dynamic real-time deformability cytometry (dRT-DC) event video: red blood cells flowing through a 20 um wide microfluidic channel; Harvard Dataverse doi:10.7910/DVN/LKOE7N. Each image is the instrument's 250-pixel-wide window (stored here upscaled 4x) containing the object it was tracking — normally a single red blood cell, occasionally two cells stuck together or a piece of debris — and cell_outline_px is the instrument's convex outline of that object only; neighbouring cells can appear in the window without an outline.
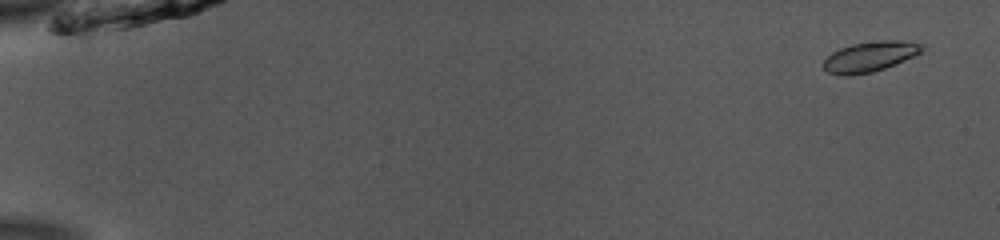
{"species": "common noctule bat (a hibernating species)", "species_latin": "Nyctalus noctula", "temperature_condition": "room temperature", "stored_images_in_passage": 53, "camera_frame_rate_fps": 3000, "um_per_image_px": 0.085, "animal": {"sex": "male", "body_mass_g": 13.0, "forearm_length_mm": 53.1}, "frame": {"image": 1, "passage_image": 3, "time_ms": 0.667, "image_size_px": [1000, 240], "cell_outline_px": [[924, 48], [916, 56], [896, 64], [872, 72], [848, 76], [844, 76], [828, 72], [820, 64], [832, 52], [840, 48], [852, 44], [880, 40], [900, 40], [920, 44]], "centroid_in_image_um": [73.92, 4.82], "position_along_channel_um": 11.1, "area_um2": 17.4}}
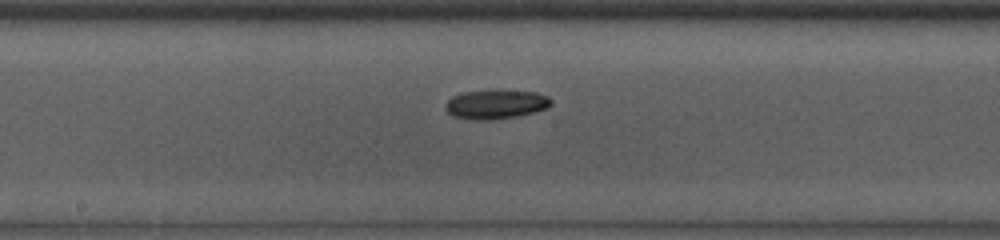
{"frame": {"image": 2, "passage_image": 30, "time_ms": 9.667, "image_size_px": [1000, 240], "cell_outline_px": [[552, 104], [548, 108], [516, 116], [492, 120], [480, 120], [452, 116], [448, 112], [444, 104], [452, 96], [464, 92], [492, 88], [536, 92], [548, 96], [552, 100]], "centroid_in_image_um": [42.15, 8.83], "position_along_channel_um": 206.0, "area_um2": 18.38}}
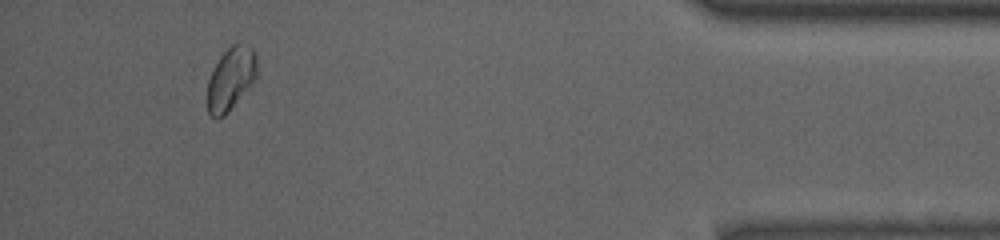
{"frame": {"image": 3, "passage_image": 50, "time_ms": 16.333, "image_size_px": [1000, 240], "cell_outline_px": [[256, 76], [228, 112], [224, 116], [216, 120], [208, 112], [208, 80], [212, 68], [220, 56], [236, 40], [240, 40], [252, 48], [256, 52]], "centroid_in_image_um": [19.6, 6.63], "position_along_channel_um": 415.6, "area_um2": 18.15}, "authors_computed_cell_mechanics": {"area_um2": 17.1666, "velocity_mm_per_s": 3.8857, "shape_relaxation_time_tau1_ms": null, "shape_relaxation_time_tau2_ms": 3.2568, "deformation_change_tau1": null, "deformation_change_tau2": 0.0679}}